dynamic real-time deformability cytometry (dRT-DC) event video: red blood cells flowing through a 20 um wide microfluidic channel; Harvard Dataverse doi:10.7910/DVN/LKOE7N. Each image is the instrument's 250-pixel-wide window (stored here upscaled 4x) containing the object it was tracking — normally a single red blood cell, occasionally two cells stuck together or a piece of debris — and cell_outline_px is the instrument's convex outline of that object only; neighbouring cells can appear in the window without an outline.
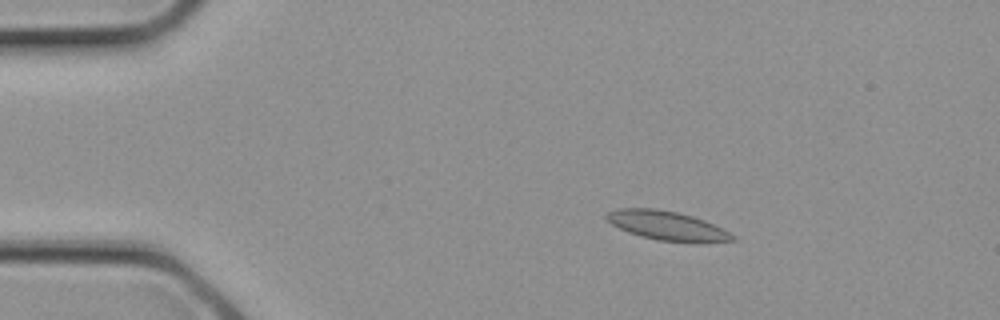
{"species": "common noctule bat (a hibernating species)", "species_latin": "Nyctalus noctula", "temperature_condition": "cold", "stored_images_in_passage": 2, "camera_frame_rate_fps": 3000, "um_per_image_px": 0.085, "animal": {"sex": "female", "body_mass_g": 21.9}, "frame": {"image": 1, "passage_image": 2, "time_ms": 0.333, "image_size_px": [1000, 320], "cell_outline_px": [[736, 240], [660, 240], [640, 236], [628, 232], [604, 220], [604, 216], [608, 212], [616, 208], [656, 208], [676, 212], [692, 216], [704, 220], [736, 236]], "centroid_in_image_um": [56.55, 19.12], "position_along_channel_um": 28.5, "area_um2": 20.52}}